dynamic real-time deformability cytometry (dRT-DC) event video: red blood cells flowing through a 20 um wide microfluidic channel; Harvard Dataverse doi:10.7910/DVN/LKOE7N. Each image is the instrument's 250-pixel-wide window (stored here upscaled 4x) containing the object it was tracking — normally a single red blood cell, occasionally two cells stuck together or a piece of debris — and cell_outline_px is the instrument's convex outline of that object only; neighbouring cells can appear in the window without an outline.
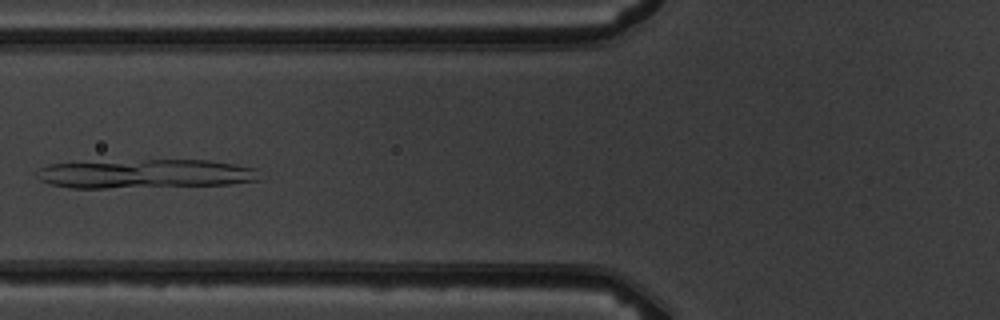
{"species": "common noctule bat (a hibernating species)", "species_latin": "Nyctalus noctula", "temperature_condition": "warm", "stored_images_in_passage": 6, "camera_frame_rate_fps": 3000, "um_per_image_px": 0.085, "animal": {"sex": "male", "body_mass_g": 19.5, "forearm_length_mm": 54.6}, "frame": {"image": 1, "passage_image": 4, "time_ms": 3.667, "image_size_px": [1000, 320], "cell_outline_px": [[264, 180], [228, 184], [104, 188], [72, 188], [52, 184], [40, 180], [36, 176], [36, 172], [40, 168], [48, 164], [148, 160], [208, 160], [236, 164], [256, 168]], "centroid_in_image_um": [12.43, 14.77], "position_along_channel_um": 113.4, "area_um2": 37.51}}
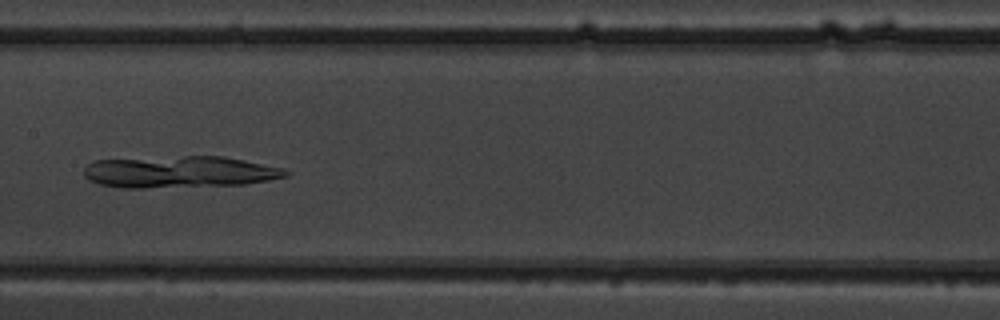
{"frame": {"image": 2, "passage_image": 6, "time_ms": 5.667, "image_size_px": [1000, 320], "cell_outline_px": [[292, 172], [288, 176], [268, 180], [244, 184], [144, 188], [124, 188], [100, 184], [88, 180], [84, 176], [84, 168], [88, 164], [96, 160], [184, 156], [224, 156], [284, 168]], "centroid_in_image_um": [15.28, 14.61], "position_along_channel_um": 192.1, "area_um2": 37.28}}